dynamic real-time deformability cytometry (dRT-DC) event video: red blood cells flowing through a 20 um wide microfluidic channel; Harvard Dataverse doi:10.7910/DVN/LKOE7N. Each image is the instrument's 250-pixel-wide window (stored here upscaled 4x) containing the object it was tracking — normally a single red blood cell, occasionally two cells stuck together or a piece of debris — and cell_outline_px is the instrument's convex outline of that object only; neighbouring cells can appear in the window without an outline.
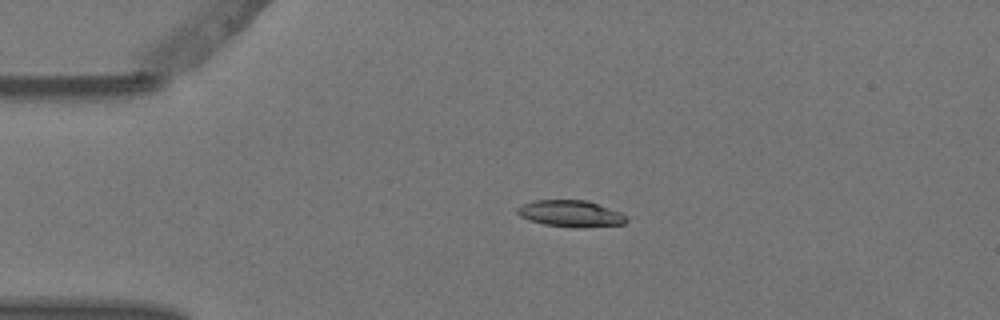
{"species": "Egyptian fruit bat (a non-hibernating species)", "species_latin": "Rousettus aegyptiacus", "temperature_condition": "warm", "stored_images_in_passage": 3, "camera_frame_rate_fps": 3000, "um_per_image_px": 0.085, "animal": {"sex": "female"}, "frame": {"image": 1, "passage_image": 2, "time_ms": 0.333, "image_size_px": [1000, 320], "cell_outline_px": [[628, 220], [624, 224], [580, 228], [572, 228], [544, 224], [528, 220], [520, 216], [516, 212], [516, 208], [520, 204], [532, 200], [588, 200], [620, 212], [628, 216]], "centroid_in_image_um": [48.49, 18.16], "position_along_channel_um": 36.5, "area_um2": 17.22}}